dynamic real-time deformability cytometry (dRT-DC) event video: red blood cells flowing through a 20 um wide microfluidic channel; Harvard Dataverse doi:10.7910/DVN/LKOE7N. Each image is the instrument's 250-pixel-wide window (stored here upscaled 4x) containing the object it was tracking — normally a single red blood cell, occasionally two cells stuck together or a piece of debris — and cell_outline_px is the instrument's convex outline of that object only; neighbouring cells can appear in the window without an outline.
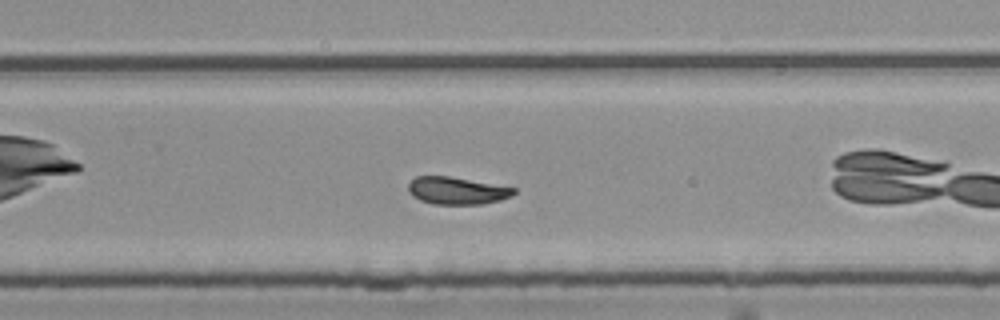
{"species": "common noctule bat (a hibernating species)", "species_latin": "Nyctalus noctula", "temperature_condition": "room temperature", "stored_images_in_passage": 42, "camera_frame_rate_fps": 3000, "um_per_image_px": 0.085, "animal": {"sex": "female", "body_mass_g": 25.1}, "frame": {"image": 1, "passage_image": 24, "time_ms": 7.667, "image_size_px": [1000, 320], "cell_outline_px": [[516, 192], [512, 196], [500, 200], [484, 204], [432, 204], [420, 200], [412, 196], [408, 192], [408, 184], [416, 176], [448, 176], [516, 188]], "centroid_in_image_um": [38.82, 16.21], "position_along_channel_um": 291.0, "area_um2": 16.82}, "authors_computed_cell_mechanics": {"area_um2": 17.34, "velocity_mm_per_s": 3.7621, "shape_relaxation_time_tau1_ms": 9.7189, "shape_relaxation_time_tau2_ms": 2.5259, "deformation_change_tau1": 0.2021, "deformation_change_tau2": 0.0646}}